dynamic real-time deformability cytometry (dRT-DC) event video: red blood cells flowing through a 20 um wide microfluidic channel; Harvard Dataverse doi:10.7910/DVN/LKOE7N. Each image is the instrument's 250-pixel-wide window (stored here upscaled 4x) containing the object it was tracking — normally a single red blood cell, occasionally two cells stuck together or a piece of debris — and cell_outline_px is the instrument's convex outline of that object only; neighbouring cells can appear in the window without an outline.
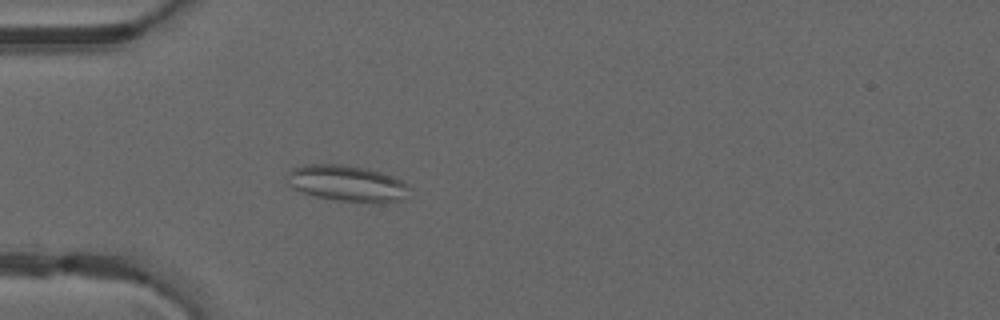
{"species": "common noctule bat (a hibernating species)", "species_latin": "Nyctalus noctula", "temperature_condition": "warm", "stored_images_in_passage": 51, "camera_frame_rate_fps": 3000, "um_per_image_px": 0.085, "animal": {"sex": "male", "forearm_length_mm": 52.5}, "frame": {"image": 1, "passage_image": 16, "time_ms": 5.0, "image_size_px": [1000, 320], "cell_outline_px": [[412, 188], [400, 200], [336, 200], [316, 196], [300, 192], [292, 188], [288, 184], [288, 172], [292, 168], [304, 164], [344, 164], [368, 168], [392, 176], [408, 184]], "centroid_in_image_um": [29.42, 15.53], "position_along_channel_um": 55.6, "area_um2": 25.2}}
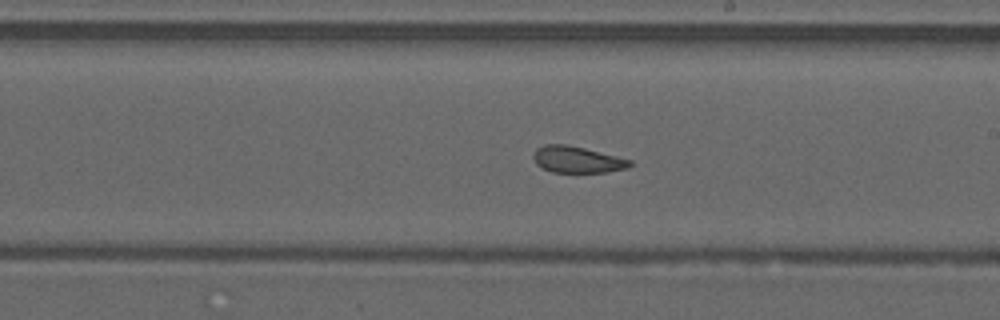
{"frame": {"image": 2, "passage_image": 30, "time_ms": 9.667, "image_size_px": [1000, 320], "cell_outline_px": [[632, 164], [628, 168], [608, 172], [552, 172], [536, 164], [532, 156], [532, 152], [536, 148], [544, 144], [568, 144], [632, 160]], "centroid_in_image_um": [49.03, 13.55], "position_along_channel_um": 240.0, "area_um2": 14.97}}
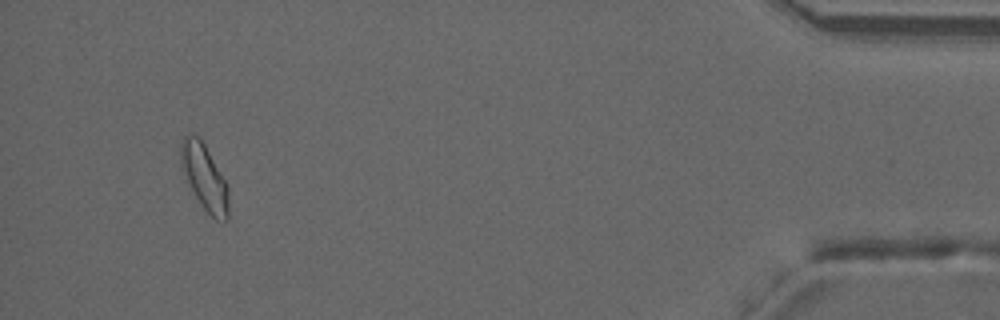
{"frame": {"image": 3, "passage_image": 48, "time_ms": 15.667, "image_size_px": [1000, 320], "cell_outline_px": [[228, 220], [216, 220], [204, 208], [188, 184], [180, 168], [180, 140], [184, 136], [192, 132], [200, 136], [224, 180], [228, 188]], "centroid_in_image_um": [17.33, 15.0], "position_along_channel_um": 417.9, "area_um2": 18.26}, "authors_computed_cell_mechanics": {"area_um2": 17.4556, "velocity_mm_per_s": 4.1284, "shape_relaxation_time_tau1_ms": null, "shape_relaxation_time_tau2_ms": 1.8268, "deformation_change_tau1": null, "deformation_change_tau2": 0.0913}}